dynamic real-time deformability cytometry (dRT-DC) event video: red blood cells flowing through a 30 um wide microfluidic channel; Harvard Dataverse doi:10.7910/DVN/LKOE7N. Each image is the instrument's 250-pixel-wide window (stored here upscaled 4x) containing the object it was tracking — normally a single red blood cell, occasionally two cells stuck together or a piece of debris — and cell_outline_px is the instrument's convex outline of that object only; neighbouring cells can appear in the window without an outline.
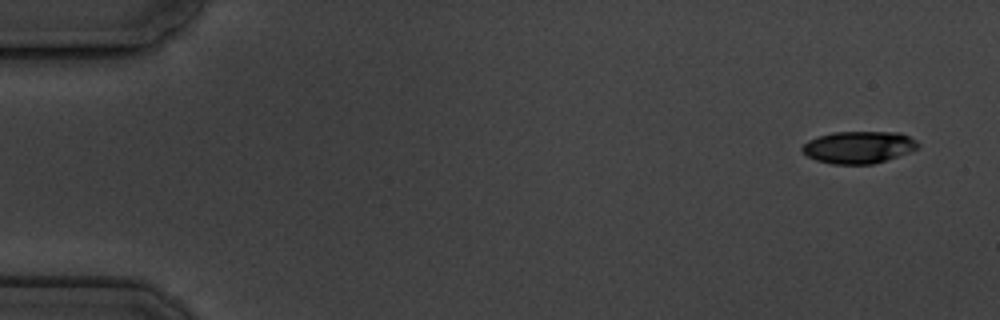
{"species": "common noctule bat (a hibernating species)", "species_latin": "Nyctalus noctula", "temperature_condition": "cold", "stored_images_in_passage": 5, "camera_frame_rate_fps": 3000, "um_per_image_px": 0.085, "animal": {"sex": "male", "body_mass_g": 19.5, "forearm_length_mm": 54.6}, "frame": {"image": 1, "passage_image": 1, "time_ms": 0.0, "image_size_px": [1000, 320], "cell_outline_px": [[920, 144], [916, 148], [908, 152], [872, 164], [832, 164], [816, 160], [808, 156], [800, 148], [808, 140], [832, 132], [900, 132], [916, 140]], "centroid_in_image_um": [72.96, 12.51], "position_along_channel_um": 12.0, "area_um2": 21.44}}
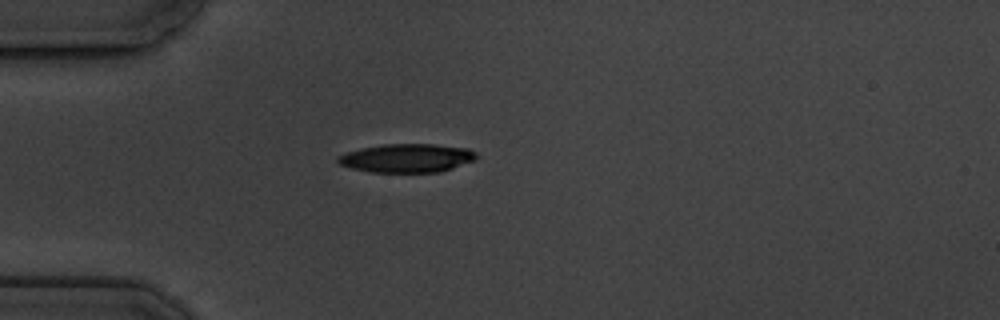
{"frame": {"image": 2, "passage_image": 5, "time_ms": 4.333, "image_size_px": [1000, 320], "cell_outline_px": [[480, 156], [476, 160], [440, 172], [372, 172], [352, 168], [340, 164], [336, 160], [336, 156], [344, 152], [360, 148], [384, 144], [432, 144], [468, 148], [476, 152]], "centroid_in_image_um": [34.59, 13.43], "position_along_channel_um": 50.4, "area_um2": 23.29}}